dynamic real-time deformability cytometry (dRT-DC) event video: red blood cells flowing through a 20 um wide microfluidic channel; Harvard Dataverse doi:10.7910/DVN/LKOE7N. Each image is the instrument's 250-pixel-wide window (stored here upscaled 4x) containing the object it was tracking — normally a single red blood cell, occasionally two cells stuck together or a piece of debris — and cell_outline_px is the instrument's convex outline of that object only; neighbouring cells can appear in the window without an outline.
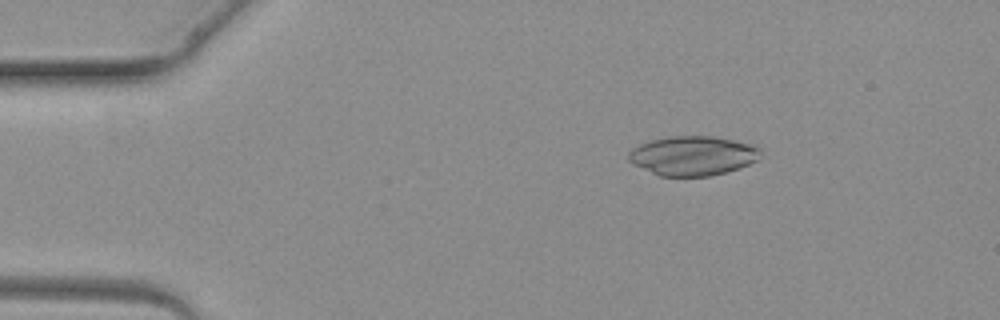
{"species": "common noctule bat (a hibernating species)", "species_latin": "Nyctalus noctula", "temperature_condition": "warm", "stored_images_in_passage": 2, "camera_frame_rate_fps": 3000, "um_per_image_px": 0.085, "animal": {"sex": "female", "body_mass_g": 19.3, "forearm_length_mm": 54.1}, "frame": {"image": 1, "passage_image": 1, "time_ms": 0.0, "image_size_px": [1000, 320], "cell_outline_px": [[764, 156], [740, 168], [712, 176], [660, 176], [632, 164], [628, 160], [628, 152], [632, 148], [648, 140], [672, 136], [712, 136], [756, 144], [760, 148]], "centroid_in_image_um": [58.92, 13.23], "position_along_channel_um": 26.1, "area_um2": 30.75}}